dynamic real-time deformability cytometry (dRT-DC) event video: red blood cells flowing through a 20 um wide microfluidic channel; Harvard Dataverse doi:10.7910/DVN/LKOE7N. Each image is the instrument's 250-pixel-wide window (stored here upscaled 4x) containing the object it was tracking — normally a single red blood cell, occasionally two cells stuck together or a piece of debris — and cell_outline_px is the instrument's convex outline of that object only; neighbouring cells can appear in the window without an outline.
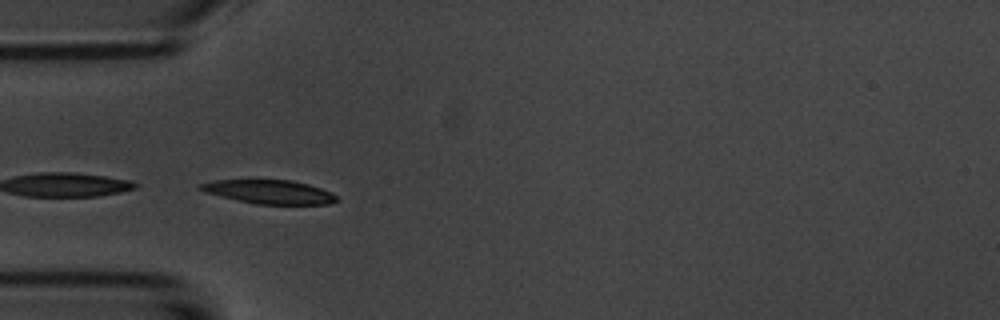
{"species": "common noctule bat (a hibernating species)", "species_latin": "Nyctalus noctula", "temperature_condition": "room temperature", "stored_images_in_passage": 4, "camera_frame_rate_fps": 3000, "um_per_image_px": 0.085, "animal": {"sex": "male", "body_mass_g": 20.1, "forearm_length_mm": 53.5}, "frame": {"image": 1, "passage_image": 4, "time_ms": 3.333, "image_size_px": [1000, 320], "cell_outline_px": [[340, 200], [328, 204], [256, 204], [204, 192], [196, 188], [196, 184], [216, 180], [292, 180], [308, 184], [332, 192]], "centroid_in_image_um": [22.88, 16.3], "position_along_channel_um": 62.1, "area_um2": 18.9}}